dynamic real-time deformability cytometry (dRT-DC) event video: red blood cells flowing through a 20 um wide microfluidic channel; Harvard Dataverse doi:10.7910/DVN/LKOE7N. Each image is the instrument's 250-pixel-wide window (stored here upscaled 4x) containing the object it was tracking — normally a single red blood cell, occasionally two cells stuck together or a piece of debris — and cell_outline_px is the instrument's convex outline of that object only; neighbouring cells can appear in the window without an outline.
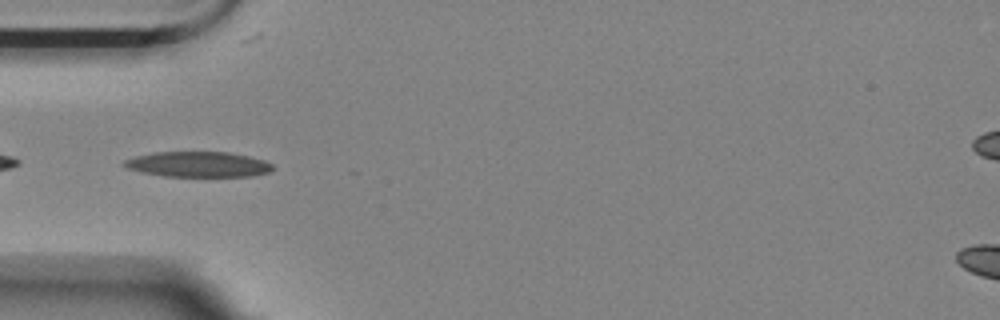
{"species": "Egyptian fruit bat (a non-hibernating species)", "species_latin": "Rousettus aegyptiacus", "temperature_condition": "room temperature", "stored_images_in_passage": 41, "camera_frame_rate_fps": 3000, "um_per_image_px": 0.085, "animal": {"sex": "female"}, "frame": {"image": 1, "passage_image": 2, "time_ms": 0.333, "image_size_px": [1000, 320], "cell_outline_px": [[276, 168], [268, 172], [252, 176], [164, 176], [140, 172], [128, 168], [120, 164], [124, 160], [136, 156], [152, 152], [228, 152], [248, 156], [264, 160], [272, 164]], "centroid_in_image_um": [16.83, 13.96], "position_along_channel_um": 68.2, "area_um2": 22.02}}
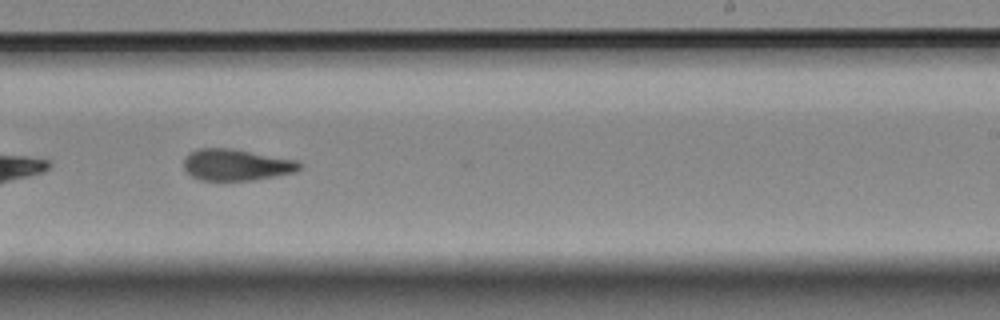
{"frame": {"image": 2, "passage_image": 19, "time_ms": 6.0, "image_size_px": [1000, 320], "cell_outline_px": [[300, 168], [296, 172], [252, 180], [200, 180], [192, 176], [184, 168], [184, 156], [200, 148], [228, 148], [296, 160], [300, 164]], "centroid_in_image_um": [20.06, 14.01], "position_along_channel_um": 268.9, "area_um2": 20.87}}
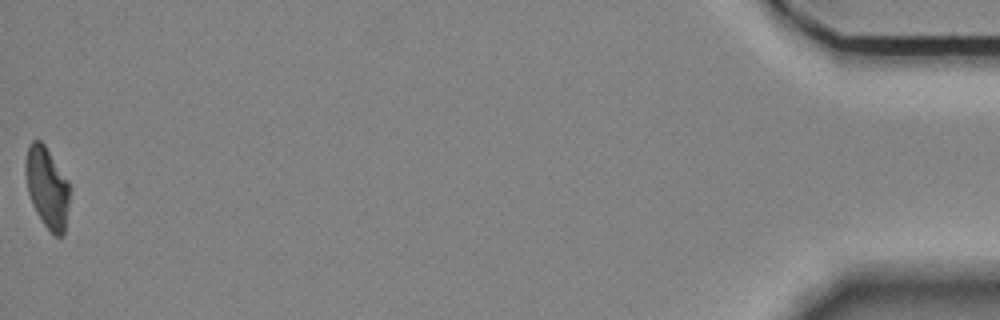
{"frame": {"image": 3, "passage_image": 41, "time_ms": 13.333, "image_size_px": [1000, 320], "cell_outline_px": [[72, 188], [64, 236], [56, 236], [44, 224], [36, 212], [32, 204], [28, 192], [24, 172], [24, 164], [28, 144], [32, 140], [40, 140], [44, 144], [68, 180]], "centroid_in_image_um": [4.02, 15.93], "position_along_channel_um": 431.2, "area_um2": 21.27}, "authors_computed_cell_mechanics": {"area_um2": 21.386, "velocity_mm_per_s": 3.5287, "shape_relaxation_time_tau1_ms": null, "shape_relaxation_time_tau2_ms": 4.5708, "deformation_change_tau1": null, "deformation_change_tau2": 0.1337}}